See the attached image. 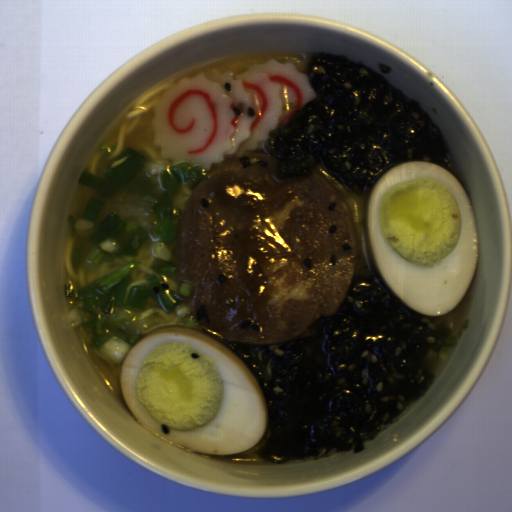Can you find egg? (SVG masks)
I'll list each match as a JSON object with an SVG mask.
<instances>
[{
	"mask_svg": "<svg viewBox=\"0 0 512 512\" xmlns=\"http://www.w3.org/2000/svg\"><path fill=\"white\" fill-rule=\"evenodd\" d=\"M366 227L376 270L401 303L429 317L459 305L477 272L479 235L453 173L422 159L389 168L370 190Z\"/></svg>",
	"mask_w": 512,
	"mask_h": 512,
	"instance_id": "2",
	"label": "egg"
},
{
	"mask_svg": "<svg viewBox=\"0 0 512 512\" xmlns=\"http://www.w3.org/2000/svg\"><path fill=\"white\" fill-rule=\"evenodd\" d=\"M119 386L142 426L193 452L240 454L268 431V401L252 370L195 327L142 336L121 364Z\"/></svg>",
	"mask_w": 512,
	"mask_h": 512,
	"instance_id": "1",
	"label": "egg"
}]
</instances>
